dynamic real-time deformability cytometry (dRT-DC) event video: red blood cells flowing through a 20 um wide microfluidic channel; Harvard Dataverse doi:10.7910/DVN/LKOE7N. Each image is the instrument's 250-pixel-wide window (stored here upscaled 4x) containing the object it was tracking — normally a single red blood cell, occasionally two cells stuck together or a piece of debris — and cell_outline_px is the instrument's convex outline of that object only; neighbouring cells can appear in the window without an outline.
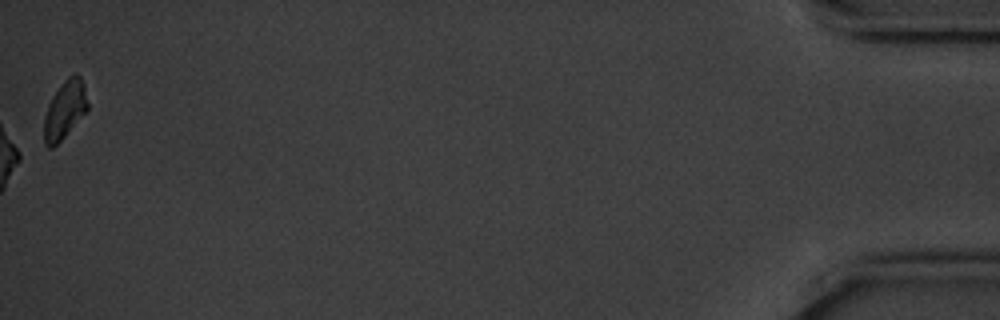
{"species": "common noctule bat (a hibernating species)", "species_latin": "Nyctalus noctula", "temperature_condition": "cold", "stored_images_in_passage": 45, "camera_frame_rate_fps": 3000, "um_per_image_px": 0.085, "animal": {"sex": "male", "body_mass_g": 20.1, "forearm_length_mm": 53.5}, "frame": {"image": 1, "passage_image": 45, "time_ms": 14.667, "image_size_px": [1000, 320], "cell_outline_px": [[88, 108], [64, 136], [52, 148], [48, 148], [44, 144], [44, 116], [48, 104], [52, 96], [64, 80], [68, 76], [76, 72], [80, 76], [84, 84], [88, 104]], "centroid_in_image_um": [5.49, 9.3], "position_along_channel_um": 429.7, "area_um2": 14.57}, "authors_computed_cell_mechanics": {"area_um2": 14.8546, "velocity_mm_per_s": 3.5498, "shape_relaxation_time_tau1_ms": 1.7204, "shape_relaxation_time_tau2_ms": null, "deformation_change_tau1": 0.1304, "deformation_change_tau2": null}}